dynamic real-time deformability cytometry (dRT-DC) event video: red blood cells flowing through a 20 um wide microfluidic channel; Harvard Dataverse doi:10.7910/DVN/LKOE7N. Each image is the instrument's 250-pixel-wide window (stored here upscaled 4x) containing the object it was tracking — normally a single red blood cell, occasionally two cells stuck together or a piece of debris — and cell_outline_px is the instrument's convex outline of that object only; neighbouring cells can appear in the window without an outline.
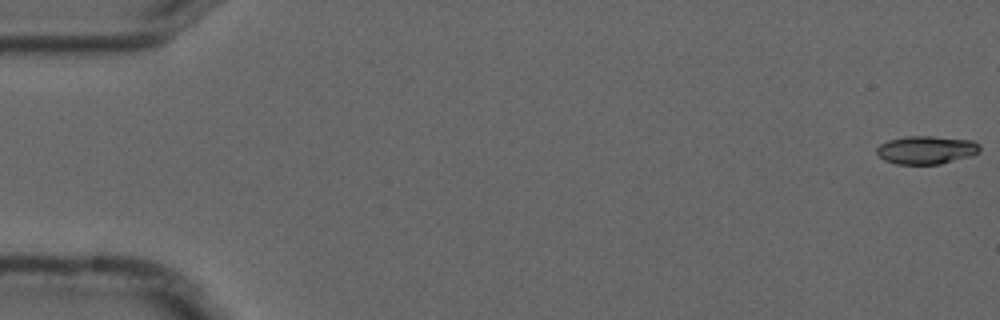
{"species": "common noctule bat (a hibernating species)", "species_latin": "Nyctalus noctula", "temperature_condition": "cold", "stored_images_in_passage": 3, "camera_frame_rate_fps": 3000, "um_per_image_px": 0.085, "animal": {"sex": "male", "forearm_length_mm": 52.5}, "frame": {"image": 1, "passage_image": 1, "time_ms": 0.0, "image_size_px": [1000, 320], "cell_outline_px": [[980, 148], [976, 152], [968, 156], [940, 164], [896, 164], [884, 160], [876, 152], [876, 148], [880, 144], [888, 140], [904, 136], [932, 136], [972, 140], [980, 144]], "centroid_in_image_um": [78.69, 12.73], "position_along_channel_um": 6.3, "area_um2": 16.82}}